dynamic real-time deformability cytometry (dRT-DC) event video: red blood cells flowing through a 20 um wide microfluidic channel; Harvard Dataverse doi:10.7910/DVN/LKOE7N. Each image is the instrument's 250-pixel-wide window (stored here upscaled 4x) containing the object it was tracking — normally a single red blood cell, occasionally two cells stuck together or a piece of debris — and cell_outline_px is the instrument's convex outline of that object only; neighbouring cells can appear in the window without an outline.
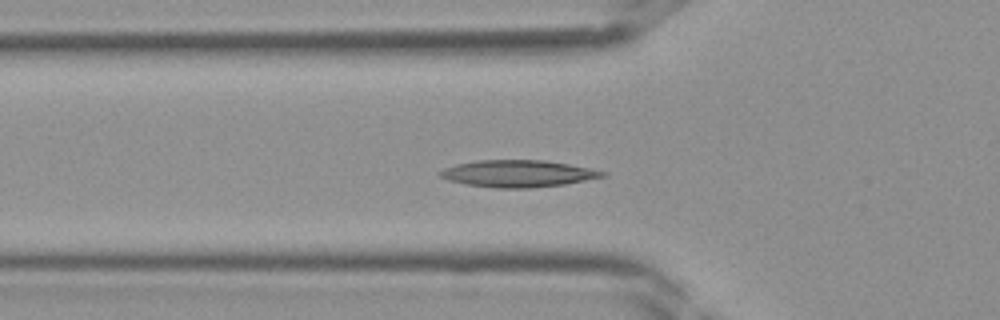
{"species": "Egyptian fruit bat (a non-hibernating species)", "species_latin": "Rousettus aegyptiacus", "temperature_condition": "room temperature", "stored_images_in_passage": 35, "camera_frame_rate_fps": 3000, "um_per_image_px": 0.085, "frame": {"image": 1, "passage_image": 8, "time_ms": 2.333, "image_size_px": [1000, 320], "cell_outline_px": [[608, 176], [564, 184], [532, 188], [496, 188], [464, 184], [448, 180], [440, 176], [436, 172], [444, 168], [456, 164], [476, 160], [544, 160], [568, 164], [608, 172]], "centroid_in_image_um": [44.0, 14.75], "position_along_channel_um": 81.8, "area_um2": 25.61}}
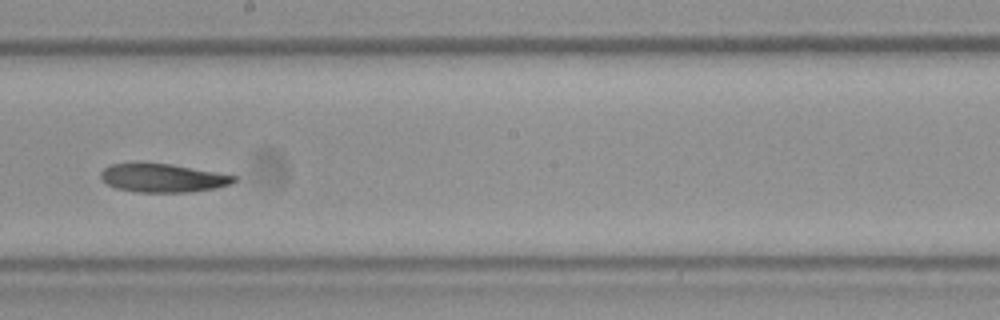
{"frame": {"image": 2, "passage_image": 17, "time_ms": 5.333, "image_size_px": [1000, 320], "cell_outline_px": [[240, 176], [232, 184], [216, 188], [188, 192], [140, 192], [116, 188], [108, 184], [100, 176], [100, 172], [108, 164], [172, 164]], "centroid_in_image_um": [13.91, 15.13], "position_along_channel_um": 234.3, "area_um2": 21.96}}
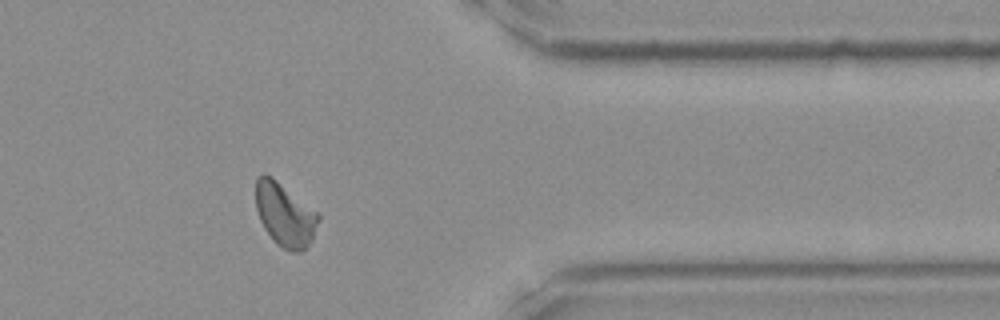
{"frame": {"image": 3, "passage_image": 27, "time_ms": 8.667, "image_size_px": [1000, 320], "cell_outline_px": [[320, 220], [312, 240], [300, 252], [292, 252], [276, 244], [264, 228], [260, 220], [256, 208], [256, 176], [264, 172], [272, 176], [320, 212]], "centroid_in_image_um": [24.23, 18.21], "position_along_channel_um": 387.2, "area_um2": 23.58}}